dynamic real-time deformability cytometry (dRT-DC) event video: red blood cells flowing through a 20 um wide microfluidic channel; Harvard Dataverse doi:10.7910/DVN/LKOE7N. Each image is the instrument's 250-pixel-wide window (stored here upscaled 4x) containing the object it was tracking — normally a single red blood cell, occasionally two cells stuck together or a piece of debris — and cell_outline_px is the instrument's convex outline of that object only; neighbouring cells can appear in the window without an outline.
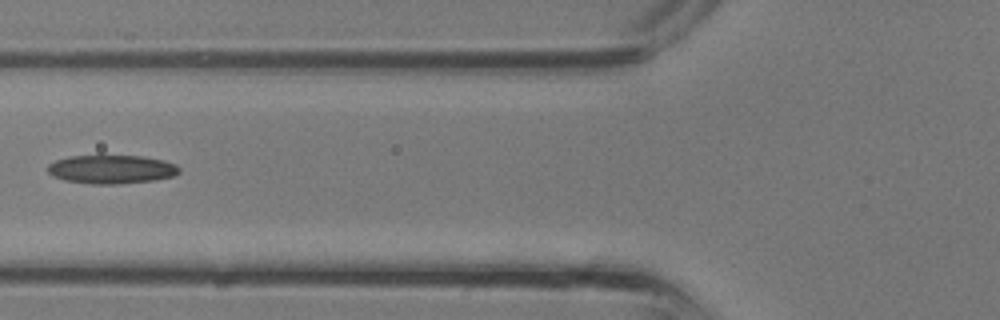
{"species": "common noctule bat (a hibernating species)", "species_latin": "Nyctalus noctula", "temperature_condition": "room temperature", "stored_images_in_passage": 25, "camera_frame_rate_fps": 3000, "um_per_image_px": 0.085, "animal": {"sex": "male", "body_mass_g": 13.3}, "frame": {"image": 1, "passage_image": 4, "time_ms": 1.0, "image_size_px": [1000, 320], "cell_outline_px": [[180, 172], [172, 176], [156, 180], [116, 184], [92, 184], [64, 180], [52, 176], [48, 172], [48, 164], [56, 160], [68, 156], [144, 156], [164, 160], [176, 164], [180, 168]], "centroid_in_image_um": [9.49, 14.39], "position_along_channel_um": 116.3, "area_um2": 22.02}}
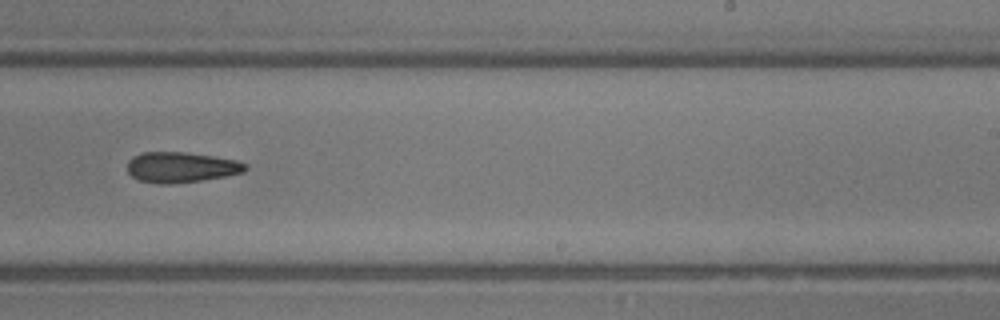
{"frame": {"image": 2, "passage_image": 12, "time_ms": 3.667, "image_size_px": [1000, 320], "cell_outline_px": [[248, 168], [244, 172], [228, 176], [172, 184], [160, 184], [140, 180], [132, 176], [128, 172], [128, 160], [132, 156], [144, 152], [184, 152], [212, 156], [236, 160], [248, 164]], "centroid_in_image_um": [15.41, 14.21], "position_along_channel_um": 273.6, "area_um2": 20.98}}
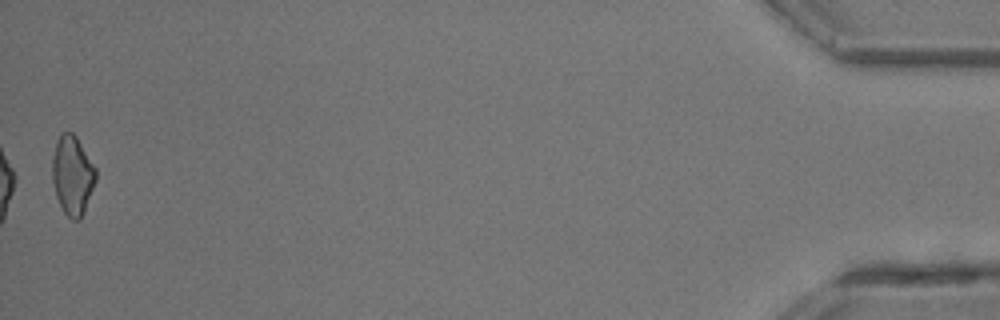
{"frame": {"image": 3, "passage_image": 25, "time_ms": 8.0, "image_size_px": [1000, 320], "cell_outline_px": [[96, 180], [80, 220], [72, 220], [64, 212], [56, 196], [52, 180], [52, 160], [56, 140], [60, 132], [72, 132], [76, 136], [96, 168]], "centroid_in_image_um": [6.14, 14.87], "position_along_channel_um": 429.1, "area_um2": 20.0}}